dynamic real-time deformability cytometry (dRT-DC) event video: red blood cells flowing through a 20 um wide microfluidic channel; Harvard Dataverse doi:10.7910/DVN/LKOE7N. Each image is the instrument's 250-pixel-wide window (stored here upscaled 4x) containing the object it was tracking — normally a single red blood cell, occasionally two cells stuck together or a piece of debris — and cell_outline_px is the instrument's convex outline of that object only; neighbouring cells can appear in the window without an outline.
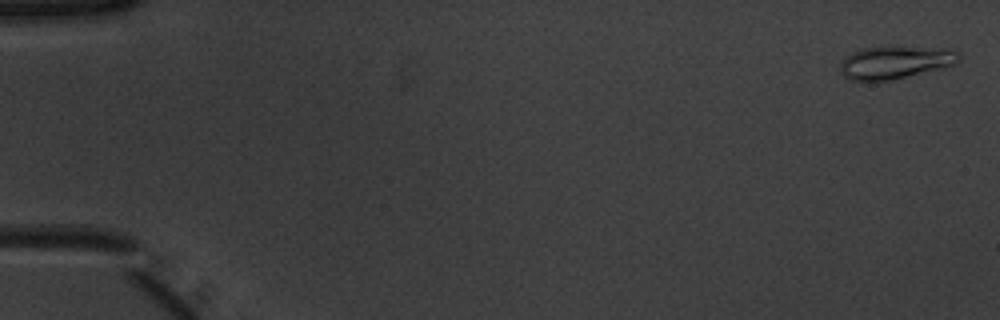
{"species": "common noctule bat (a hibernating species)", "species_latin": "Nyctalus noctula", "temperature_condition": "warm", "stored_images_in_passage": 53, "camera_frame_rate_fps": 3000, "um_per_image_px": 0.085, "animal": {"sex": "male", "body_mass_g": 20.1, "forearm_length_mm": 53.5}, "frame": {"image": 1, "passage_image": 2, "time_ms": 0.333, "image_size_px": [1000, 320], "cell_outline_px": [[960, 60], [956, 64], [944, 68], [876, 84], [848, 80], [840, 72], [840, 64], [844, 56], [852, 52], [864, 48], [892, 44], [956, 52], [960, 56]], "centroid_in_image_um": [75.97, 5.34], "position_along_channel_um": 9.0, "area_um2": 23.58}}
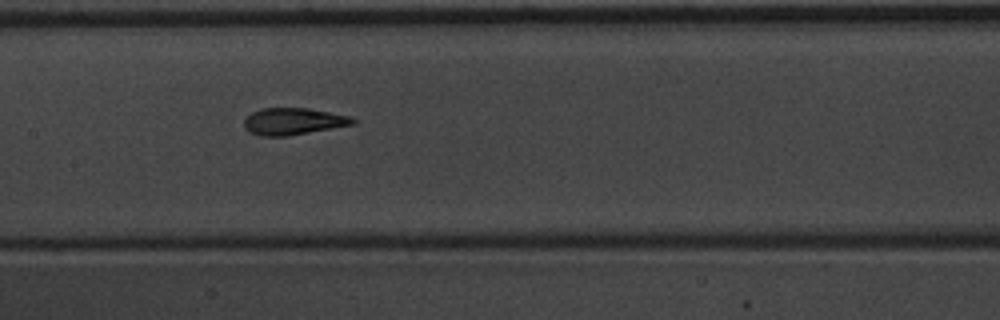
{"frame": {"image": 2, "passage_image": 27, "time_ms": 8.667, "image_size_px": [1000, 320], "cell_outline_px": [[356, 124], [288, 136], [260, 136], [248, 132], [244, 128], [244, 120], [252, 112], [260, 108], [308, 108], [348, 116], [356, 120]], "centroid_in_image_um": [24.9, 10.32], "position_along_channel_um": 182.5, "area_um2": 17.05}}
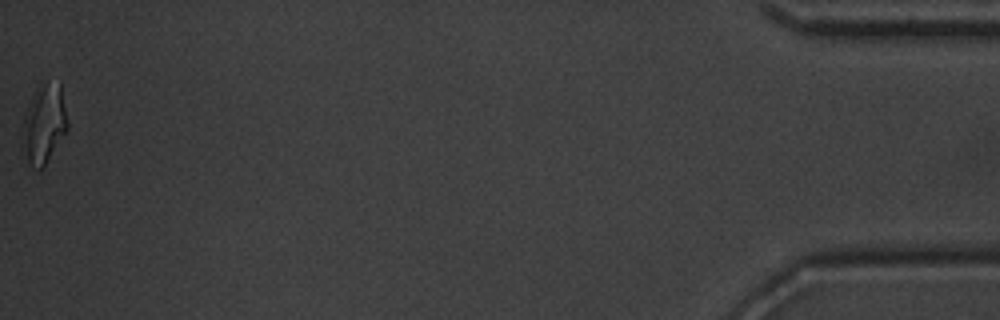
{"frame": {"image": 3, "passage_image": 53, "time_ms": 17.333, "image_size_px": [1000, 320], "cell_outline_px": [[68, 128], [44, 168], [40, 172], [28, 160], [20, 148], [24, 116], [32, 96], [44, 84], [60, 80], [68, 124]], "centroid_in_image_um": [3.74, 10.59], "position_along_channel_um": 431.5, "area_um2": 20.75}, "authors_computed_cell_mechanics": {"area_um2": 17.5134, "velocity_mm_per_s": 3.9246, "shape_relaxation_time_tau1_ms": 4.2848, "shape_relaxation_time_tau2_ms": 1.3129, "deformation_change_tau1": 0.2241, "deformation_change_tau2": 0.1013}}